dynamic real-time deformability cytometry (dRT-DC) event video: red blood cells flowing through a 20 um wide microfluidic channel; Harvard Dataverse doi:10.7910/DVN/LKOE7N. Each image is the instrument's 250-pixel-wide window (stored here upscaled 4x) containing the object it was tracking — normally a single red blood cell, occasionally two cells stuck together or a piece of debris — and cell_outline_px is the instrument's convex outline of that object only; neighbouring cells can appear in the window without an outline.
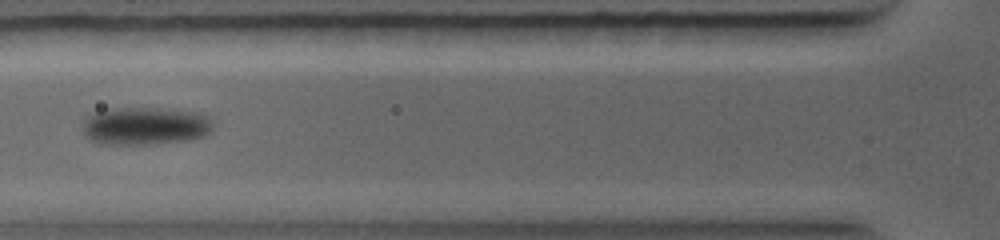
{"species": "common noctule bat (a hibernating species)", "species_latin": "Nyctalus noctula", "temperature_condition": "warm", "stored_images_in_passage": 33, "camera_frame_rate_fps": 5000, "um_per_image_px": 0.085, "animal": {"sex": "female", "body_mass_g": 19.0, "forearm_length_mm": 56.7}, "frame": {"image": 1, "passage_image": 6, "time_ms": 3.4, "image_size_px": [1000, 240], "cell_outline_px": [[212, 128], [204, 136], [184, 140], [144, 144], [100, 144], [88, 140], [84, 132], [84, 120], [92, 112], [112, 108], [152, 108], [200, 112], [212, 120]], "centroid_in_image_um": [12.3, 10.7], "position_along_channel_um": 113.5, "area_um2": 28.61}}
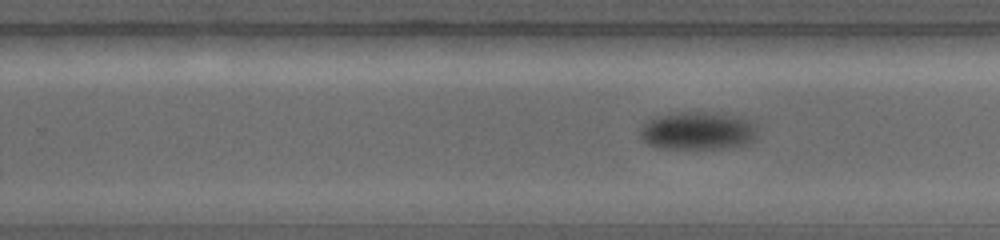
{"frame": {"image": 2, "passage_image": 14, "time_ms": 6.6, "image_size_px": [1000, 240], "cell_outline_px": [[756, 140], [748, 144], [720, 148], [656, 148], [640, 140], [640, 128], [644, 124], [656, 116], [676, 112], [708, 112], [740, 116], [752, 120], [756, 128]], "centroid_in_image_um": [59.32, 11.11], "position_along_channel_um": 270.5, "area_um2": 26.24}}
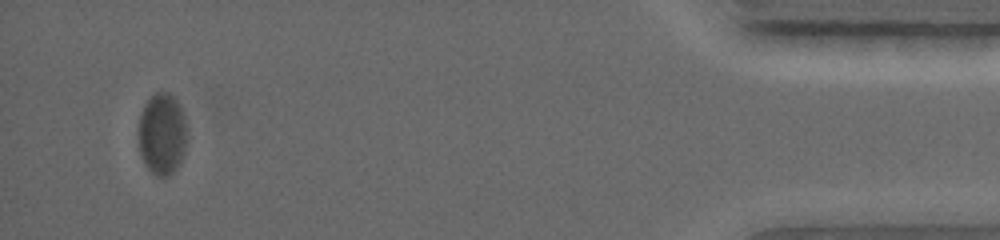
{"frame": {"image": 3, "passage_image": 29, "time_ms": 11.6, "image_size_px": [1000, 240], "cell_outline_px": [[184, 152], [180, 164], [168, 176], [160, 176], [152, 172], [144, 164], [140, 152], [140, 112], [144, 104], [152, 92], [168, 92], [180, 104], [184, 116]], "centroid_in_image_um": [13.76, 11.35], "position_along_channel_um": 421.4, "area_um2": 22.72}}